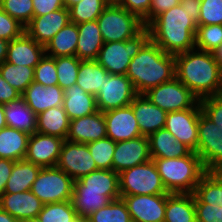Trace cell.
Instances as JSON below:
<instances>
[{"label":"cell","instance_id":"6da1fadb","mask_svg":"<svg viewBox=\"0 0 222 222\" xmlns=\"http://www.w3.org/2000/svg\"><path fill=\"white\" fill-rule=\"evenodd\" d=\"M200 0H184L158 15L148 26L150 39L165 53L177 55L195 48Z\"/></svg>","mask_w":222,"mask_h":222},{"label":"cell","instance_id":"7a4b0ae2","mask_svg":"<svg viewBox=\"0 0 222 222\" xmlns=\"http://www.w3.org/2000/svg\"><path fill=\"white\" fill-rule=\"evenodd\" d=\"M174 58L175 77L199 100L218 95L222 87V67L213 53L194 48Z\"/></svg>","mask_w":222,"mask_h":222},{"label":"cell","instance_id":"3957f363","mask_svg":"<svg viewBox=\"0 0 222 222\" xmlns=\"http://www.w3.org/2000/svg\"><path fill=\"white\" fill-rule=\"evenodd\" d=\"M126 76L131 80L137 94L163 84L175 77L174 55L165 53L149 39L129 64Z\"/></svg>","mask_w":222,"mask_h":222},{"label":"cell","instance_id":"277c9868","mask_svg":"<svg viewBox=\"0 0 222 222\" xmlns=\"http://www.w3.org/2000/svg\"><path fill=\"white\" fill-rule=\"evenodd\" d=\"M168 193H193L207 172L200 157L192 151L180 158H151Z\"/></svg>","mask_w":222,"mask_h":222},{"label":"cell","instance_id":"5b68a950","mask_svg":"<svg viewBox=\"0 0 222 222\" xmlns=\"http://www.w3.org/2000/svg\"><path fill=\"white\" fill-rule=\"evenodd\" d=\"M104 43L125 41L138 35L144 28L143 21L113 0L96 19Z\"/></svg>","mask_w":222,"mask_h":222},{"label":"cell","instance_id":"8992f818","mask_svg":"<svg viewBox=\"0 0 222 222\" xmlns=\"http://www.w3.org/2000/svg\"><path fill=\"white\" fill-rule=\"evenodd\" d=\"M150 39L145 27L135 37L125 41L106 42L99 51L96 61L109 74L126 75L131 59L138 54L142 46Z\"/></svg>","mask_w":222,"mask_h":222},{"label":"cell","instance_id":"52a82bcc","mask_svg":"<svg viewBox=\"0 0 222 222\" xmlns=\"http://www.w3.org/2000/svg\"><path fill=\"white\" fill-rule=\"evenodd\" d=\"M119 183L121 195L171 194L164 187L152 159L119 173Z\"/></svg>","mask_w":222,"mask_h":222},{"label":"cell","instance_id":"ba28073f","mask_svg":"<svg viewBox=\"0 0 222 222\" xmlns=\"http://www.w3.org/2000/svg\"><path fill=\"white\" fill-rule=\"evenodd\" d=\"M74 180L57 166L43 167L31 187V192L43 203L71 201Z\"/></svg>","mask_w":222,"mask_h":222},{"label":"cell","instance_id":"9c48e42d","mask_svg":"<svg viewBox=\"0 0 222 222\" xmlns=\"http://www.w3.org/2000/svg\"><path fill=\"white\" fill-rule=\"evenodd\" d=\"M144 94L153 104L166 112L201 108L199 99L176 77L150 88Z\"/></svg>","mask_w":222,"mask_h":222},{"label":"cell","instance_id":"30bf717a","mask_svg":"<svg viewBox=\"0 0 222 222\" xmlns=\"http://www.w3.org/2000/svg\"><path fill=\"white\" fill-rule=\"evenodd\" d=\"M196 154L207 171H222V127L217 126L202 111L198 122Z\"/></svg>","mask_w":222,"mask_h":222},{"label":"cell","instance_id":"8fae6325","mask_svg":"<svg viewBox=\"0 0 222 222\" xmlns=\"http://www.w3.org/2000/svg\"><path fill=\"white\" fill-rule=\"evenodd\" d=\"M136 95L132 82L126 75L109 74L95 95L97 109L104 113L129 106Z\"/></svg>","mask_w":222,"mask_h":222},{"label":"cell","instance_id":"7c38bea8","mask_svg":"<svg viewBox=\"0 0 222 222\" xmlns=\"http://www.w3.org/2000/svg\"><path fill=\"white\" fill-rule=\"evenodd\" d=\"M74 181L97 170L88 145L64 140L56 165Z\"/></svg>","mask_w":222,"mask_h":222},{"label":"cell","instance_id":"4fadbf2b","mask_svg":"<svg viewBox=\"0 0 222 222\" xmlns=\"http://www.w3.org/2000/svg\"><path fill=\"white\" fill-rule=\"evenodd\" d=\"M170 194L121 195L132 222H164L166 200Z\"/></svg>","mask_w":222,"mask_h":222},{"label":"cell","instance_id":"5bb4252c","mask_svg":"<svg viewBox=\"0 0 222 222\" xmlns=\"http://www.w3.org/2000/svg\"><path fill=\"white\" fill-rule=\"evenodd\" d=\"M201 108L167 112L164 128L195 153L198 143V122Z\"/></svg>","mask_w":222,"mask_h":222},{"label":"cell","instance_id":"9a60e30c","mask_svg":"<svg viewBox=\"0 0 222 222\" xmlns=\"http://www.w3.org/2000/svg\"><path fill=\"white\" fill-rule=\"evenodd\" d=\"M150 160L149 138L147 136L118 141L113 154L112 170L119 174Z\"/></svg>","mask_w":222,"mask_h":222},{"label":"cell","instance_id":"2e32d148","mask_svg":"<svg viewBox=\"0 0 222 222\" xmlns=\"http://www.w3.org/2000/svg\"><path fill=\"white\" fill-rule=\"evenodd\" d=\"M64 139L35 132L29 136L25 160L43 167L57 165Z\"/></svg>","mask_w":222,"mask_h":222},{"label":"cell","instance_id":"e0dca14e","mask_svg":"<svg viewBox=\"0 0 222 222\" xmlns=\"http://www.w3.org/2000/svg\"><path fill=\"white\" fill-rule=\"evenodd\" d=\"M107 137L114 142L135 139L142 136L132 107L112 109L103 113Z\"/></svg>","mask_w":222,"mask_h":222},{"label":"cell","instance_id":"ac0fdd59","mask_svg":"<svg viewBox=\"0 0 222 222\" xmlns=\"http://www.w3.org/2000/svg\"><path fill=\"white\" fill-rule=\"evenodd\" d=\"M70 22L66 7L42 16H36L25 26V33L37 43L46 46L56 33Z\"/></svg>","mask_w":222,"mask_h":222},{"label":"cell","instance_id":"d6986e66","mask_svg":"<svg viewBox=\"0 0 222 222\" xmlns=\"http://www.w3.org/2000/svg\"><path fill=\"white\" fill-rule=\"evenodd\" d=\"M107 137L106 123L103 112L97 111L91 115L70 120L66 140L88 144Z\"/></svg>","mask_w":222,"mask_h":222},{"label":"cell","instance_id":"ffe728a7","mask_svg":"<svg viewBox=\"0 0 222 222\" xmlns=\"http://www.w3.org/2000/svg\"><path fill=\"white\" fill-rule=\"evenodd\" d=\"M130 106L142 136L149 137L152 133L164 128L167 112L153 104L145 94H137Z\"/></svg>","mask_w":222,"mask_h":222},{"label":"cell","instance_id":"44dd1931","mask_svg":"<svg viewBox=\"0 0 222 222\" xmlns=\"http://www.w3.org/2000/svg\"><path fill=\"white\" fill-rule=\"evenodd\" d=\"M73 191L103 192L111 201L119 199V174L113 170L97 169L74 181Z\"/></svg>","mask_w":222,"mask_h":222},{"label":"cell","instance_id":"7402d4cb","mask_svg":"<svg viewBox=\"0 0 222 222\" xmlns=\"http://www.w3.org/2000/svg\"><path fill=\"white\" fill-rule=\"evenodd\" d=\"M44 204L31 192L4 193L0 197V208L19 222L38 217Z\"/></svg>","mask_w":222,"mask_h":222},{"label":"cell","instance_id":"603a6c76","mask_svg":"<svg viewBox=\"0 0 222 222\" xmlns=\"http://www.w3.org/2000/svg\"><path fill=\"white\" fill-rule=\"evenodd\" d=\"M26 104L38 115L51 107L63 105L64 90L59 85L43 86L33 81L21 94Z\"/></svg>","mask_w":222,"mask_h":222},{"label":"cell","instance_id":"cb8c5ba5","mask_svg":"<svg viewBox=\"0 0 222 222\" xmlns=\"http://www.w3.org/2000/svg\"><path fill=\"white\" fill-rule=\"evenodd\" d=\"M44 55L45 46L24 33L9 42L6 62L35 68Z\"/></svg>","mask_w":222,"mask_h":222},{"label":"cell","instance_id":"d4e9b609","mask_svg":"<svg viewBox=\"0 0 222 222\" xmlns=\"http://www.w3.org/2000/svg\"><path fill=\"white\" fill-rule=\"evenodd\" d=\"M148 138L151 158H180L192 152L165 128L152 133Z\"/></svg>","mask_w":222,"mask_h":222},{"label":"cell","instance_id":"484cf974","mask_svg":"<svg viewBox=\"0 0 222 222\" xmlns=\"http://www.w3.org/2000/svg\"><path fill=\"white\" fill-rule=\"evenodd\" d=\"M62 106L70 120L98 111L95 95L87 93L77 83L64 90Z\"/></svg>","mask_w":222,"mask_h":222},{"label":"cell","instance_id":"4316f807","mask_svg":"<svg viewBox=\"0 0 222 222\" xmlns=\"http://www.w3.org/2000/svg\"><path fill=\"white\" fill-rule=\"evenodd\" d=\"M76 56L80 60H96L104 41L97 21L77 24Z\"/></svg>","mask_w":222,"mask_h":222},{"label":"cell","instance_id":"83f0119b","mask_svg":"<svg viewBox=\"0 0 222 222\" xmlns=\"http://www.w3.org/2000/svg\"><path fill=\"white\" fill-rule=\"evenodd\" d=\"M70 119L63 106L51 107L37 115L36 132L66 140Z\"/></svg>","mask_w":222,"mask_h":222},{"label":"cell","instance_id":"f1b7e54d","mask_svg":"<svg viewBox=\"0 0 222 222\" xmlns=\"http://www.w3.org/2000/svg\"><path fill=\"white\" fill-rule=\"evenodd\" d=\"M4 116L7 126L32 135L36 132L37 115L20 97L4 105Z\"/></svg>","mask_w":222,"mask_h":222},{"label":"cell","instance_id":"f546056e","mask_svg":"<svg viewBox=\"0 0 222 222\" xmlns=\"http://www.w3.org/2000/svg\"><path fill=\"white\" fill-rule=\"evenodd\" d=\"M29 134L11 127L0 130V158L23 160L27 153Z\"/></svg>","mask_w":222,"mask_h":222},{"label":"cell","instance_id":"4dcf8cb0","mask_svg":"<svg viewBox=\"0 0 222 222\" xmlns=\"http://www.w3.org/2000/svg\"><path fill=\"white\" fill-rule=\"evenodd\" d=\"M164 222H197L193 193L170 194L166 200Z\"/></svg>","mask_w":222,"mask_h":222},{"label":"cell","instance_id":"1f68e13d","mask_svg":"<svg viewBox=\"0 0 222 222\" xmlns=\"http://www.w3.org/2000/svg\"><path fill=\"white\" fill-rule=\"evenodd\" d=\"M41 168V166L28 162L25 159L15 161L4 193L14 194L30 191Z\"/></svg>","mask_w":222,"mask_h":222},{"label":"cell","instance_id":"d6a6232c","mask_svg":"<svg viewBox=\"0 0 222 222\" xmlns=\"http://www.w3.org/2000/svg\"><path fill=\"white\" fill-rule=\"evenodd\" d=\"M77 42V24L69 22L47 43L45 54L55 58L60 56H76Z\"/></svg>","mask_w":222,"mask_h":222},{"label":"cell","instance_id":"836d02e7","mask_svg":"<svg viewBox=\"0 0 222 222\" xmlns=\"http://www.w3.org/2000/svg\"><path fill=\"white\" fill-rule=\"evenodd\" d=\"M194 202L222 207V171H207L195 187Z\"/></svg>","mask_w":222,"mask_h":222},{"label":"cell","instance_id":"e575fe53","mask_svg":"<svg viewBox=\"0 0 222 222\" xmlns=\"http://www.w3.org/2000/svg\"><path fill=\"white\" fill-rule=\"evenodd\" d=\"M108 75L96 60H81L76 83L87 93L96 95Z\"/></svg>","mask_w":222,"mask_h":222},{"label":"cell","instance_id":"d590c367","mask_svg":"<svg viewBox=\"0 0 222 222\" xmlns=\"http://www.w3.org/2000/svg\"><path fill=\"white\" fill-rule=\"evenodd\" d=\"M71 202L78 217L88 218L111 200L103 192L73 191Z\"/></svg>","mask_w":222,"mask_h":222},{"label":"cell","instance_id":"8d00e7d4","mask_svg":"<svg viewBox=\"0 0 222 222\" xmlns=\"http://www.w3.org/2000/svg\"><path fill=\"white\" fill-rule=\"evenodd\" d=\"M2 77L21 94L34 81V68L4 61L0 64Z\"/></svg>","mask_w":222,"mask_h":222},{"label":"cell","instance_id":"74e56055","mask_svg":"<svg viewBox=\"0 0 222 222\" xmlns=\"http://www.w3.org/2000/svg\"><path fill=\"white\" fill-rule=\"evenodd\" d=\"M112 0H81L69 8L70 22L81 24L95 21Z\"/></svg>","mask_w":222,"mask_h":222},{"label":"cell","instance_id":"f35d334b","mask_svg":"<svg viewBox=\"0 0 222 222\" xmlns=\"http://www.w3.org/2000/svg\"><path fill=\"white\" fill-rule=\"evenodd\" d=\"M87 220L88 222H132L122 198L113 200L98 211L93 212Z\"/></svg>","mask_w":222,"mask_h":222},{"label":"cell","instance_id":"ab89813d","mask_svg":"<svg viewBox=\"0 0 222 222\" xmlns=\"http://www.w3.org/2000/svg\"><path fill=\"white\" fill-rule=\"evenodd\" d=\"M42 222H73L78 214L71 201L44 204L38 215Z\"/></svg>","mask_w":222,"mask_h":222},{"label":"cell","instance_id":"60d3db41","mask_svg":"<svg viewBox=\"0 0 222 222\" xmlns=\"http://www.w3.org/2000/svg\"><path fill=\"white\" fill-rule=\"evenodd\" d=\"M80 61L77 56L56 57L58 85L63 90L76 84Z\"/></svg>","mask_w":222,"mask_h":222},{"label":"cell","instance_id":"b9f144b4","mask_svg":"<svg viewBox=\"0 0 222 222\" xmlns=\"http://www.w3.org/2000/svg\"><path fill=\"white\" fill-rule=\"evenodd\" d=\"M222 44V25H199L195 35V48L213 52Z\"/></svg>","mask_w":222,"mask_h":222},{"label":"cell","instance_id":"7bdbcfd3","mask_svg":"<svg viewBox=\"0 0 222 222\" xmlns=\"http://www.w3.org/2000/svg\"><path fill=\"white\" fill-rule=\"evenodd\" d=\"M87 145L96 163L97 169L112 170L116 142L109 137H105L88 143Z\"/></svg>","mask_w":222,"mask_h":222},{"label":"cell","instance_id":"ee69618b","mask_svg":"<svg viewBox=\"0 0 222 222\" xmlns=\"http://www.w3.org/2000/svg\"><path fill=\"white\" fill-rule=\"evenodd\" d=\"M0 8L23 26L33 18L32 0H0Z\"/></svg>","mask_w":222,"mask_h":222},{"label":"cell","instance_id":"f6af8a7d","mask_svg":"<svg viewBox=\"0 0 222 222\" xmlns=\"http://www.w3.org/2000/svg\"><path fill=\"white\" fill-rule=\"evenodd\" d=\"M34 81L43 86L58 85L55 57L44 55L34 68Z\"/></svg>","mask_w":222,"mask_h":222},{"label":"cell","instance_id":"bcb514c9","mask_svg":"<svg viewBox=\"0 0 222 222\" xmlns=\"http://www.w3.org/2000/svg\"><path fill=\"white\" fill-rule=\"evenodd\" d=\"M222 25V0H200L199 25Z\"/></svg>","mask_w":222,"mask_h":222},{"label":"cell","instance_id":"7dc6e473","mask_svg":"<svg viewBox=\"0 0 222 222\" xmlns=\"http://www.w3.org/2000/svg\"><path fill=\"white\" fill-rule=\"evenodd\" d=\"M25 33V26L0 8V38L12 41Z\"/></svg>","mask_w":222,"mask_h":222},{"label":"cell","instance_id":"c3c4849f","mask_svg":"<svg viewBox=\"0 0 222 222\" xmlns=\"http://www.w3.org/2000/svg\"><path fill=\"white\" fill-rule=\"evenodd\" d=\"M130 13L138 16L144 23L145 27L149 25V10L151 0H113Z\"/></svg>","mask_w":222,"mask_h":222},{"label":"cell","instance_id":"681fc988","mask_svg":"<svg viewBox=\"0 0 222 222\" xmlns=\"http://www.w3.org/2000/svg\"><path fill=\"white\" fill-rule=\"evenodd\" d=\"M202 112L217 126L222 127V100L217 96L199 100Z\"/></svg>","mask_w":222,"mask_h":222},{"label":"cell","instance_id":"f907efd6","mask_svg":"<svg viewBox=\"0 0 222 222\" xmlns=\"http://www.w3.org/2000/svg\"><path fill=\"white\" fill-rule=\"evenodd\" d=\"M197 222H222V207L194 202Z\"/></svg>","mask_w":222,"mask_h":222},{"label":"cell","instance_id":"816d5d0a","mask_svg":"<svg viewBox=\"0 0 222 222\" xmlns=\"http://www.w3.org/2000/svg\"><path fill=\"white\" fill-rule=\"evenodd\" d=\"M33 17L42 16L64 8V0H32Z\"/></svg>","mask_w":222,"mask_h":222},{"label":"cell","instance_id":"f5cc1de1","mask_svg":"<svg viewBox=\"0 0 222 222\" xmlns=\"http://www.w3.org/2000/svg\"><path fill=\"white\" fill-rule=\"evenodd\" d=\"M180 4L178 0H151L149 24L160 14Z\"/></svg>","mask_w":222,"mask_h":222},{"label":"cell","instance_id":"db71d44e","mask_svg":"<svg viewBox=\"0 0 222 222\" xmlns=\"http://www.w3.org/2000/svg\"><path fill=\"white\" fill-rule=\"evenodd\" d=\"M21 93L12 87L0 73V104L5 105L10 101L17 100Z\"/></svg>","mask_w":222,"mask_h":222},{"label":"cell","instance_id":"11a10c76","mask_svg":"<svg viewBox=\"0 0 222 222\" xmlns=\"http://www.w3.org/2000/svg\"><path fill=\"white\" fill-rule=\"evenodd\" d=\"M14 163V160L0 158V197L4 194Z\"/></svg>","mask_w":222,"mask_h":222},{"label":"cell","instance_id":"9f6ffc18","mask_svg":"<svg viewBox=\"0 0 222 222\" xmlns=\"http://www.w3.org/2000/svg\"><path fill=\"white\" fill-rule=\"evenodd\" d=\"M9 41L0 38V64L6 61Z\"/></svg>","mask_w":222,"mask_h":222},{"label":"cell","instance_id":"6f0895ef","mask_svg":"<svg viewBox=\"0 0 222 222\" xmlns=\"http://www.w3.org/2000/svg\"><path fill=\"white\" fill-rule=\"evenodd\" d=\"M0 222H19L10 214H8L5 210L0 208Z\"/></svg>","mask_w":222,"mask_h":222},{"label":"cell","instance_id":"680465c9","mask_svg":"<svg viewBox=\"0 0 222 222\" xmlns=\"http://www.w3.org/2000/svg\"><path fill=\"white\" fill-rule=\"evenodd\" d=\"M212 53L217 63L222 67V44L218 48H216Z\"/></svg>","mask_w":222,"mask_h":222},{"label":"cell","instance_id":"91938a15","mask_svg":"<svg viewBox=\"0 0 222 222\" xmlns=\"http://www.w3.org/2000/svg\"><path fill=\"white\" fill-rule=\"evenodd\" d=\"M6 126H7V122L4 116V105L0 104V130Z\"/></svg>","mask_w":222,"mask_h":222},{"label":"cell","instance_id":"94428289","mask_svg":"<svg viewBox=\"0 0 222 222\" xmlns=\"http://www.w3.org/2000/svg\"><path fill=\"white\" fill-rule=\"evenodd\" d=\"M81 0H64V6L69 9L72 5L79 3Z\"/></svg>","mask_w":222,"mask_h":222},{"label":"cell","instance_id":"6125c7cd","mask_svg":"<svg viewBox=\"0 0 222 222\" xmlns=\"http://www.w3.org/2000/svg\"><path fill=\"white\" fill-rule=\"evenodd\" d=\"M21 222H42L38 217H33L30 219L23 220Z\"/></svg>","mask_w":222,"mask_h":222},{"label":"cell","instance_id":"be15d7a7","mask_svg":"<svg viewBox=\"0 0 222 222\" xmlns=\"http://www.w3.org/2000/svg\"><path fill=\"white\" fill-rule=\"evenodd\" d=\"M73 222H88L87 218H83V217H78L76 220H74Z\"/></svg>","mask_w":222,"mask_h":222},{"label":"cell","instance_id":"e7e4bbea","mask_svg":"<svg viewBox=\"0 0 222 222\" xmlns=\"http://www.w3.org/2000/svg\"><path fill=\"white\" fill-rule=\"evenodd\" d=\"M217 97L222 100V87L220 88Z\"/></svg>","mask_w":222,"mask_h":222}]
</instances>
